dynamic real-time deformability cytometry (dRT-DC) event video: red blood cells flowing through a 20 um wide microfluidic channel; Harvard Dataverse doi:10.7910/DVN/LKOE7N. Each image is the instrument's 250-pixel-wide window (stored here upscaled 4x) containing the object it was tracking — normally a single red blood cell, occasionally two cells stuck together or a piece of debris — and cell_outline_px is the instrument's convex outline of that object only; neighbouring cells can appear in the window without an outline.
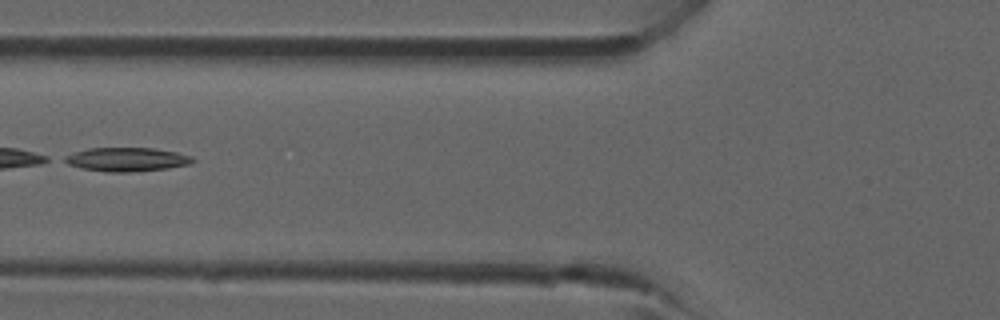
{"species": "common noctule bat (a hibernating species)", "species_latin": "Nyctalus noctula", "temperature_condition": "room temperature", "stored_images_in_passage": 4, "camera_frame_rate_fps": 3000, "um_per_image_px": 0.085, "animal": {"sex": "male", "forearm_length_mm": 52.5}, "frame": {"image": 1, "passage_image": 4, "time_ms": 3.667, "image_size_px": [1000, 320], "cell_outline_px": [[196, 160], [192, 164], [168, 168], [128, 172], [108, 172], [80, 168], [68, 164], [60, 160], [64, 156], [88, 148], [152, 148], [176, 152], [192, 156]], "centroid_in_image_um": [10.77, 13.55], "position_along_channel_um": 115.0, "area_um2": 17.86}}